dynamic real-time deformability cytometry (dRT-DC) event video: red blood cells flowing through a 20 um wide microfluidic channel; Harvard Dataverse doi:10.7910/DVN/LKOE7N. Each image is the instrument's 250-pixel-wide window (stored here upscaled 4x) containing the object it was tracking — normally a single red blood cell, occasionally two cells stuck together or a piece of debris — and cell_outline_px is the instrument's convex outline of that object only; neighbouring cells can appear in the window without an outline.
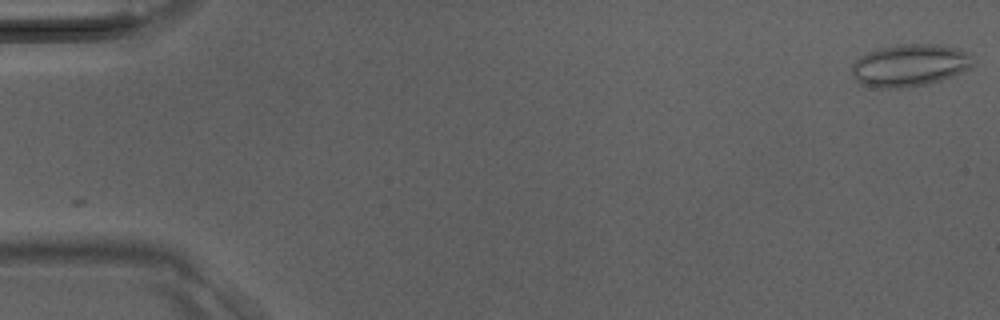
{"species": "Egyptian fruit bat (a non-hibernating species)", "species_latin": "Rousettus aegyptiacus", "temperature_condition": "room temperature", "stored_images_in_passage": 40, "camera_frame_rate_fps": 3000, "um_per_image_px": 0.085, "animal": {"sex": "male"}, "frame": {"image": 1, "passage_image": 1, "time_ms": 0.0, "image_size_px": [1000, 320], "cell_outline_px": [[972, 68], [940, 80], [928, 84], [900, 88], [880, 88], [860, 84], [856, 80], [852, 72], [852, 64], [860, 56], [868, 52], [880, 48], [896, 44], [940, 44], [956, 48], [964, 52], [968, 56], [972, 64]], "centroid_in_image_um": [77.28, 5.55], "position_along_channel_um": 7.7, "area_um2": 29.59}}
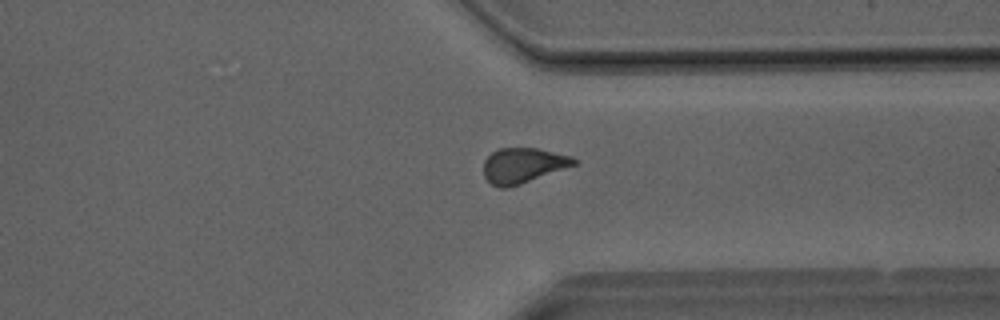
{"frame": {"image": 2, "passage_image": 31, "time_ms": 10.0, "image_size_px": [1000, 320], "cell_outline_px": [[580, 160], [576, 164], [520, 184], [508, 188], [500, 188], [492, 184], [484, 176], [484, 160], [492, 152], [500, 148], [536, 148], [572, 156]], "centroid_in_image_um": [44.46, 14.05], "position_along_channel_um": 366.9, "area_um2": 18.38}}
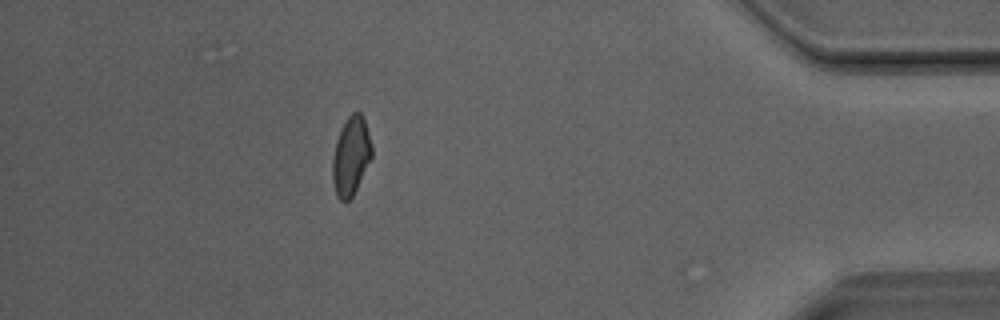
{"frame": {"image": 3, "passage_image": 36, "time_ms": 11.667, "image_size_px": [1000, 320], "cell_outline_px": [[372, 156], [352, 196], [344, 204], [336, 196], [332, 180], [332, 160], [336, 140], [340, 128], [348, 116], [352, 112], [360, 112], [364, 120], [372, 144]], "centroid_in_image_um": [29.8, 13.27], "position_along_channel_um": 405.4, "area_um2": 17.98}}